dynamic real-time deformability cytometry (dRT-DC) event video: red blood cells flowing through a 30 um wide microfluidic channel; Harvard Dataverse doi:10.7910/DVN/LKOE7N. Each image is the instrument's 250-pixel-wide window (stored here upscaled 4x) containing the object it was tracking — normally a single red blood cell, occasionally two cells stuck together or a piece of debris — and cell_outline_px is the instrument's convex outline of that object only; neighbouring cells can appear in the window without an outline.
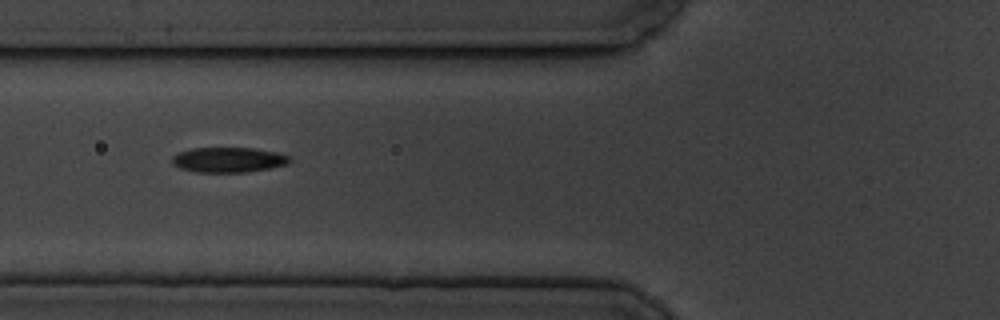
{"species": "common noctule bat (a hibernating species)", "species_latin": "Nyctalus noctula", "temperature_condition": "cold", "stored_images_in_passage": 5, "camera_frame_rate_fps": 3000, "um_per_image_px": 0.085, "animal": {"sex": "male", "body_mass_g": 19.5, "forearm_length_mm": 54.6}, "frame": {"image": 1, "passage_image": 4, "time_ms": 3.333, "image_size_px": [1000, 320], "cell_outline_px": [[292, 160], [288, 164], [272, 168], [248, 172], [196, 172], [180, 168], [172, 164], [172, 156], [180, 152], [192, 148], [252, 148], [276, 152], [288, 156]], "centroid_in_image_um": [19.43, 13.59], "position_along_channel_um": 106.4, "area_um2": 17.22}}
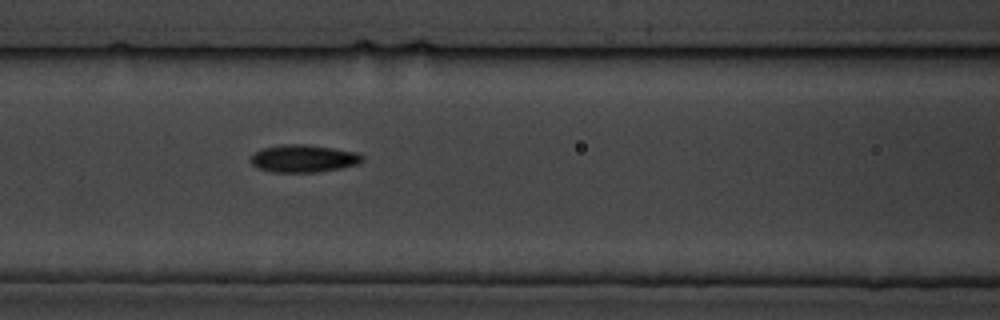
{"frame": {"image": 2, "passage_image": 5, "time_ms": 4.333, "image_size_px": [1000, 320], "cell_outline_px": [[364, 160], [360, 164], [340, 168], [316, 172], [272, 172], [256, 168], [248, 160], [252, 152], [260, 148], [280, 144], [304, 144], [332, 148], [356, 152], [364, 156]], "centroid_in_image_um": [25.73, 13.47], "position_along_channel_um": 140.9, "area_um2": 18.26}}